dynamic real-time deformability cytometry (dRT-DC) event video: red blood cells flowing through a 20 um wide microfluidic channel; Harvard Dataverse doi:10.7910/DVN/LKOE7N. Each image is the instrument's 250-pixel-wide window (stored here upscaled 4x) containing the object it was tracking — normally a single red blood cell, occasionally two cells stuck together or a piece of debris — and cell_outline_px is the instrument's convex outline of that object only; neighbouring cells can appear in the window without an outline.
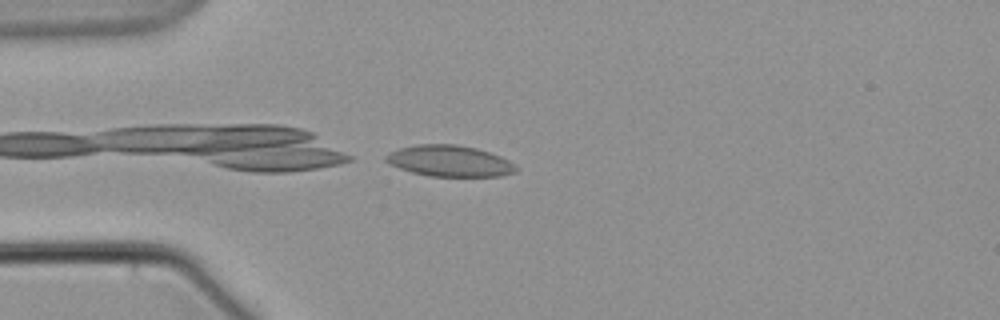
{"species": "common noctule bat (a hibernating species)", "species_latin": "Nyctalus noctula", "temperature_condition": "warm", "stored_images_in_passage": 8, "camera_frame_rate_fps": 3000, "um_per_image_px": 0.085, "animal": {"sex": "male", "body_mass_g": 21.5, "forearm_length_mm": 52.0}, "frame": {"image": 1, "passage_image": 5, "time_ms": 6.0, "image_size_px": [1000, 320], "cell_outline_px": [[516, 172], [500, 176], [432, 176], [412, 172], [400, 168], [384, 160], [384, 156], [388, 152], [400, 148], [416, 144], [456, 144], [476, 148], [500, 156], [508, 160], [516, 168]], "centroid_in_image_um": [38.18, 13.67], "position_along_channel_um": 46.8, "area_um2": 23.41}}
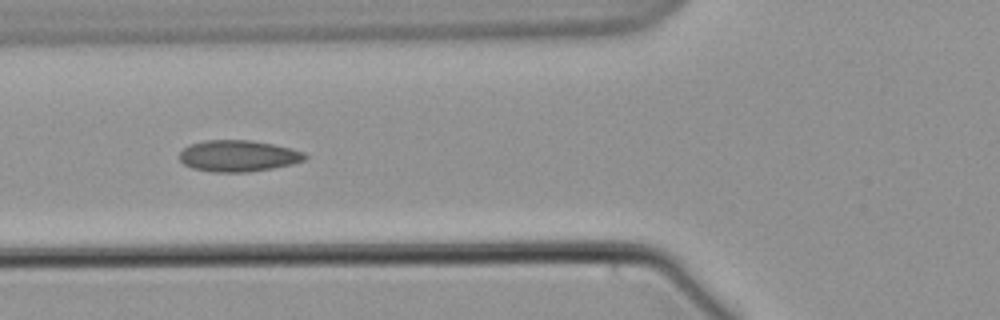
{"frame": {"image": 2, "passage_image": 7, "time_ms": 8.333, "image_size_px": [1000, 320], "cell_outline_px": [[308, 156], [304, 160], [292, 164], [272, 168], [248, 172], [212, 172], [192, 168], [184, 164], [180, 160], [180, 152], [188, 144], [204, 140], [248, 140], [272, 144], [304, 152]], "centroid_in_image_um": [20.22, 13.25], "position_along_channel_um": 105.6, "area_um2": 22.89}}